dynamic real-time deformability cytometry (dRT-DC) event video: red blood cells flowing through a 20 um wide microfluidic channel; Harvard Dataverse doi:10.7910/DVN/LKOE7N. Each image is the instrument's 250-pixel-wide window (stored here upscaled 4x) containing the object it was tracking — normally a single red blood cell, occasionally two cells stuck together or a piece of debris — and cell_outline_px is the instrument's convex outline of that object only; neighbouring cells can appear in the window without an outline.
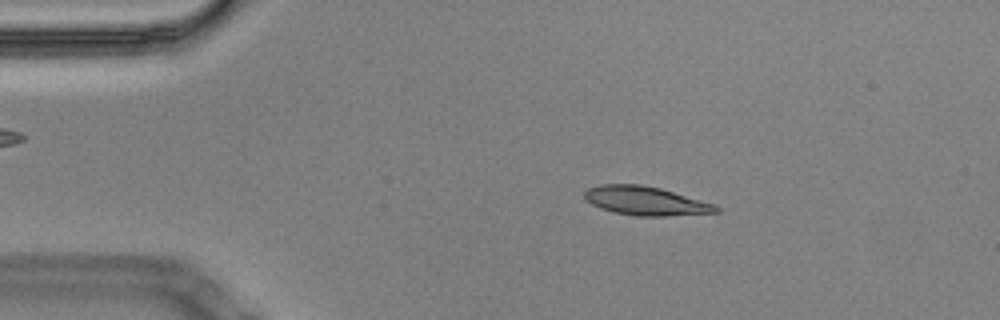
{"species": "Egyptian fruit bat (a non-hibernating species)", "species_latin": "Rousettus aegyptiacus", "temperature_condition": "cold", "stored_images_in_passage": 56, "camera_frame_rate_fps": 3000, "um_per_image_px": 0.085, "animal": {"sex": "male"}, "frame": {"image": 1, "passage_image": 9, "time_ms": 2.667, "image_size_px": [1000, 320], "cell_outline_px": [[720, 212], [664, 216], [636, 216], [616, 212], [600, 208], [584, 200], [584, 192], [588, 188], [600, 184], [640, 184], [660, 188], [716, 204], [720, 208]], "centroid_in_image_um": [54.88, 17.07], "position_along_channel_um": 30.1, "area_um2": 22.14}}
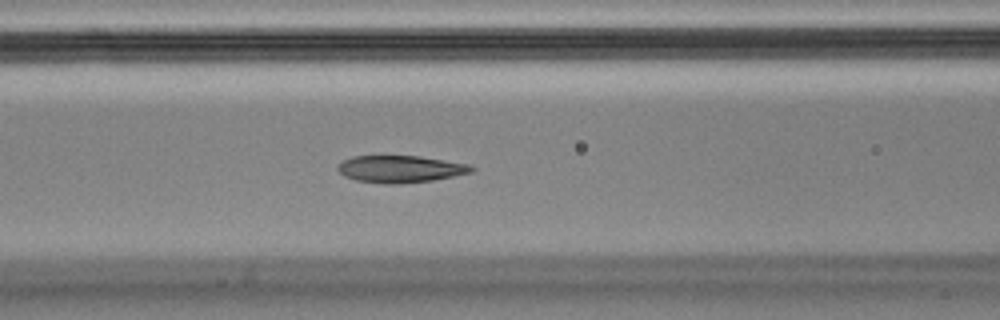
{"frame": {"image": 2, "passage_image": 22, "time_ms": 7.0, "image_size_px": [1000, 320], "cell_outline_px": [[476, 168], [472, 172], [432, 180], [400, 184], [384, 184], [356, 180], [344, 176], [336, 168], [344, 160], [352, 156], [420, 156], [468, 164]], "centroid_in_image_um": [34.02, 14.37], "position_along_channel_um": 132.6, "area_um2": 20.98}}
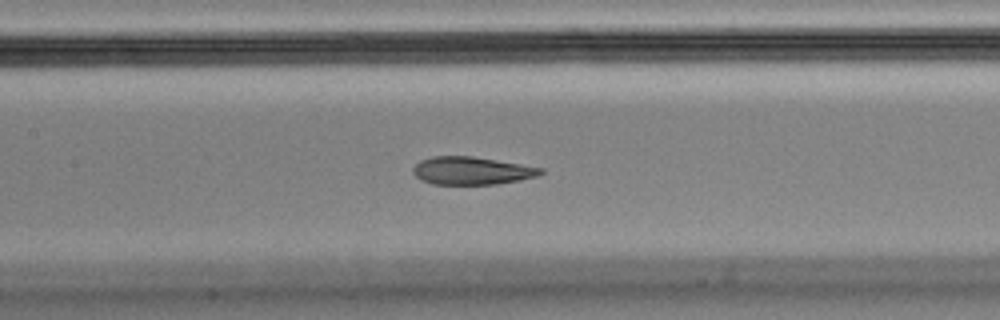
{"frame": {"image": 3, "passage_image": 25, "time_ms": 8.0, "image_size_px": [1000, 320], "cell_outline_px": [[544, 172], [536, 176], [520, 180], [496, 184], [432, 184], [416, 176], [412, 172], [412, 168], [420, 160], [432, 156], [472, 156], [544, 168]], "centroid_in_image_um": [40.09, 14.5], "position_along_channel_um": 167.3, "area_um2": 20.58}, "authors_computed_cell_mechanics": {"area_um2": 22.1663, "velocity_mm_per_s": 3.4582, "shape_relaxation_time_tau1_ms": null, "shape_relaxation_time_tau2_ms": 2.8498, "deformation_change_tau1": null, "deformation_change_tau2": 0.0926}}